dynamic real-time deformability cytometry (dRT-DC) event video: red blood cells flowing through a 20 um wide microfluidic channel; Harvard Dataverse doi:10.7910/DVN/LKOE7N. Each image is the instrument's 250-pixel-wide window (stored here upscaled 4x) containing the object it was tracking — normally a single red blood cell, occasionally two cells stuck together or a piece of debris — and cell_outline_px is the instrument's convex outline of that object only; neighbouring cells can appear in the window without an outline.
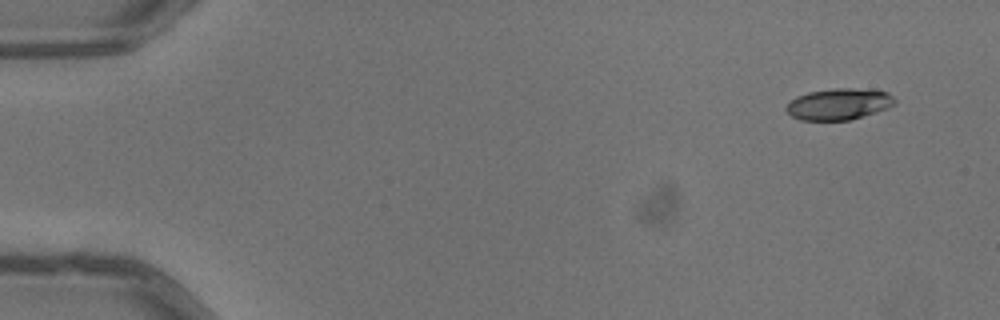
{"species": "common noctule bat (a hibernating species)", "species_latin": "Nyctalus noctula", "temperature_condition": "warm", "stored_images_in_passage": 4, "camera_frame_rate_fps": 3000, "um_per_image_px": 0.085, "animal": {"sex": "male", "body_mass_g": 13.3}, "frame": {"image": 1, "passage_image": 1, "time_ms": 0.0, "image_size_px": [1000, 320], "cell_outline_px": [[896, 104], [888, 108], [876, 112], [848, 120], [800, 120], [792, 116], [784, 108], [788, 100], [796, 96], [808, 92], [832, 88], [876, 88], [888, 92], [896, 100]], "centroid_in_image_um": [71.31, 8.82], "position_along_channel_um": 13.7, "area_um2": 20.29}}
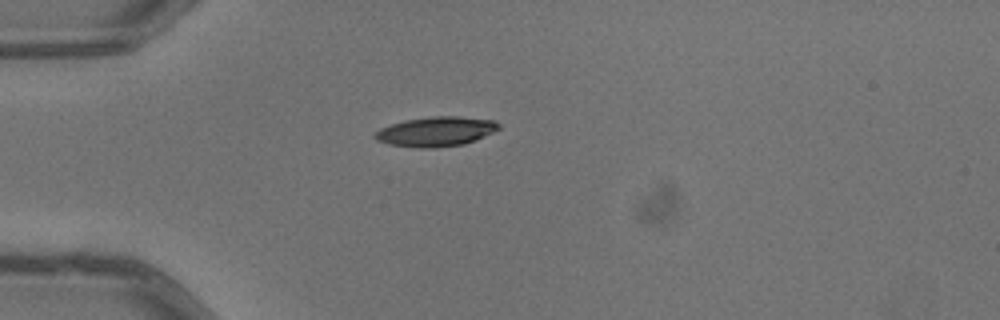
{"frame": {"image": 2, "passage_image": 4, "time_ms": 1.0, "image_size_px": [1000, 320], "cell_outline_px": [[500, 128], [476, 140], [464, 144], [432, 148], [420, 148], [388, 144], [376, 140], [372, 136], [380, 128], [404, 120], [432, 116], [460, 116], [496, 120], [500, 124]], "centroid_in_image_um": [37.06, 11.17], "position_along_channel_um": 47.9, "area_um2": 21.5}}